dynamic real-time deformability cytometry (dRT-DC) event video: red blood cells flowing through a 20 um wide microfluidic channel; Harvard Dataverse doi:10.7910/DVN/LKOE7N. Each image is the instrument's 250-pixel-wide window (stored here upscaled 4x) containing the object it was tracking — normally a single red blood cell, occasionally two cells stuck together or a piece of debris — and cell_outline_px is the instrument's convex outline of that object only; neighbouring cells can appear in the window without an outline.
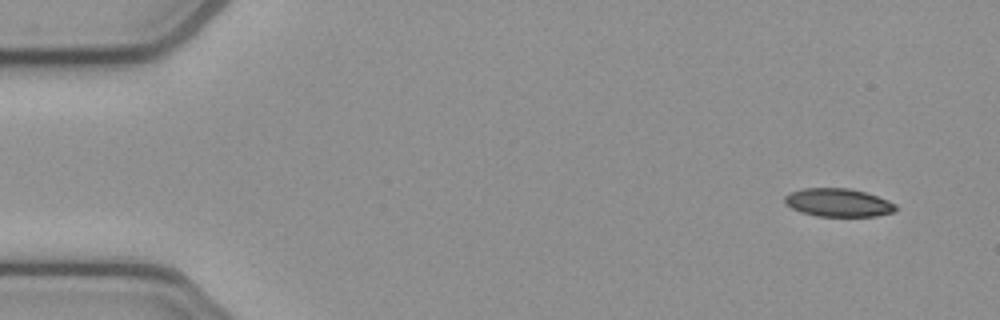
{"species": "common noctule bat (a hibernating species)", "species_latin": "Nyctalus noctula", "temperature_condition": "cold", "stored_images_in_passage": 50, "camera_frame_rate_fps": 3000, "um_per_image_px": 0.085, "animal": {"sex": "female", "body_mass_g": 21.9}, "frame": {"image": 1, "passage_image": 1, "time_ms": 0.0, "image_size_px": [1000, 320], "cell_outline_px": [[896, 212], [876, 216], [816, 216], [800, 212], [784, 204], [784, 196], [788, 192], [804, 188], [848, 188], [864, 192], [888, 200], [896, 204]], "centroid_in_image_um": [71.22, 17.22], "position_along_channel_um": 13.8, "area_um2": 18.38}}
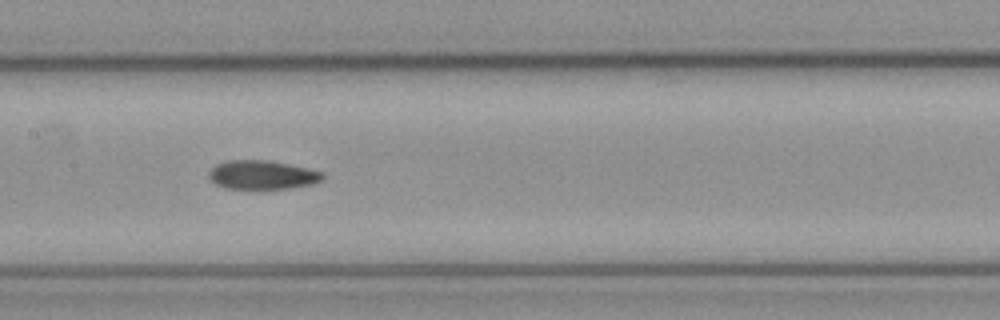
{"frame": {"image": 2, "passage_image": 23, "time_ms": 7.333, "image_size_px": [1000, 320], "cell_outline_px": [[324, 180], [312, 184], [292, 188], [224, 188], [216, 184], [208, 176], [208, 172], [216, 164], [228, 160], [268, 160], [308, 168], [324, 172]], "centroid_in_image_um": [22.32, 14.86], "position_along_channel_um": 185.1, "area_um2": 19.13}}
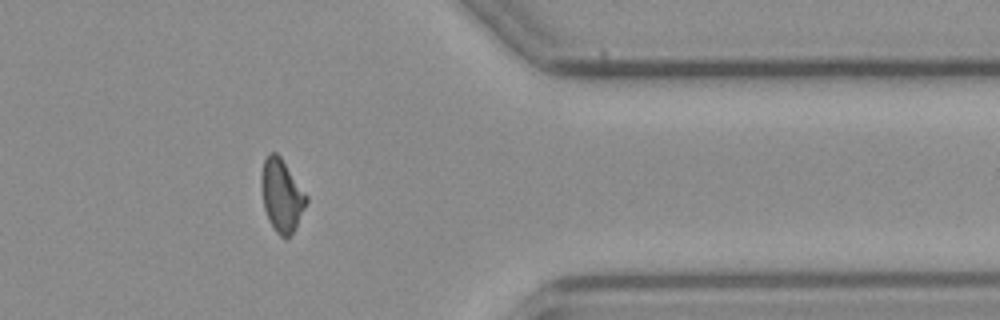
{"frame": {"image": 3, "passage_image": 40, "time_ms": 13.0, "image_size_px": [1000, 320], "cell_outline_px": [[308, 200], [296, 228], [284, 240], [276, 232], [268, 220], [264, 208], [260, 184], [260, 176], [264, 160], [268, 152], [276, 152], [280, 156], [308, 196]], "centroid_in_image_um": [23.92, 16.61], "position_along_channel_um": 387.5, "area_um2": 19.19}, "authors_computed_cell_mechanics": {"area_um2": 19.4208, "velocity_mm_per_s": 3.8793, "shape_relaxation_time_tau1_ms": null, "shape_relaxation_time_tau2_ms": 2.6391, "deformation_change_tau1": null, "deformation_change_tau2": 0.0909}}